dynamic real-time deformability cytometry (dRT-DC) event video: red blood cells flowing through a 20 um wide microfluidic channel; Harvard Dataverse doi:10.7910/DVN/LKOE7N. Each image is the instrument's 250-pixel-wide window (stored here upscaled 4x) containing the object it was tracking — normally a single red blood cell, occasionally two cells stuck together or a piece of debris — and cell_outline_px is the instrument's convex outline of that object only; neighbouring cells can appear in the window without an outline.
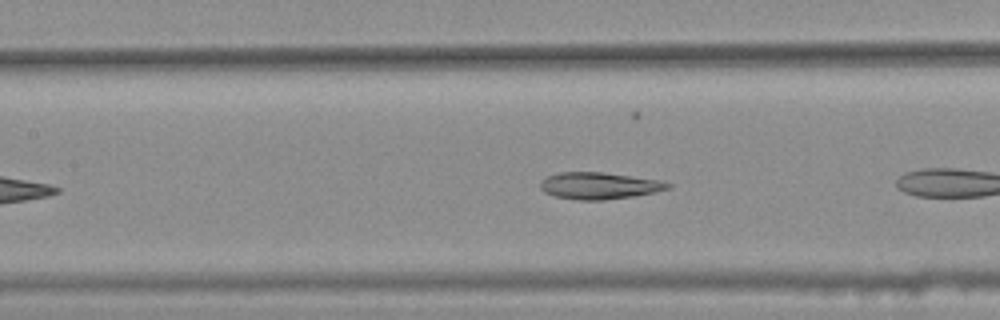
{"species": "common noctule bat (a hibernating species)", "species_latin": "Nyctalus noctula", "temperature_condition": "warm", "stored_images_in_passage": 12, "camera_frame_rate_fps": 3000, "um_per_image_px": 0.085, "animal": {"sex": "female", "body_mass_g": 25.1}, "frame": {"image": 1, "passage_image": 9, "time_ms": 2.667, "image_size_px": [1000, 320], "cell_outline_px": [[672, 188], [656, 192], [632, 196], [604, 200], [580, 200], [556, 196], [544, 192], [540, 188], [540, 180], [548, 176], [560, 172], [604, 172], [660, 180], [672, 184]], "centroid_in_image_um": [50.95, 15.78], "position_along_channel_um": 156.4, "area_um2": 19.94}}